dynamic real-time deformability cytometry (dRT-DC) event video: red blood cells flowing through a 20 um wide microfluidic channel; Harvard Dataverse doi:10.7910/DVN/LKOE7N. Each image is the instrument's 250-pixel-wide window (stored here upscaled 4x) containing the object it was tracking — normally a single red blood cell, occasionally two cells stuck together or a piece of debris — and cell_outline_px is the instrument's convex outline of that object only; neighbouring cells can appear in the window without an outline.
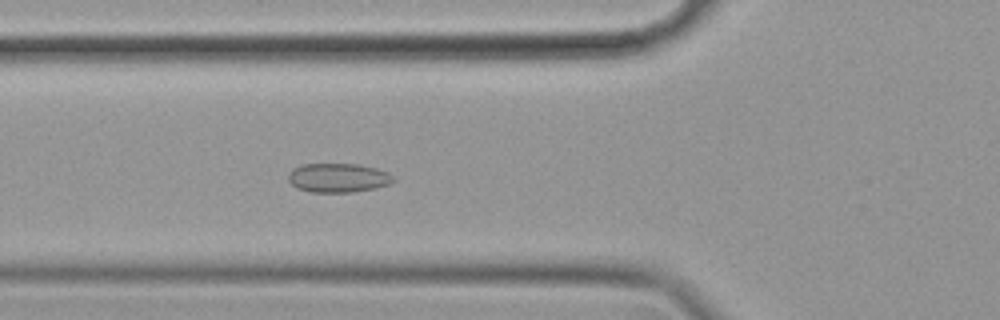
{"species": "common noctule bat (a hibernating species)", "species_latin": "Nyctalus noctula", "temperature_condition": "cold", "stored_images_in_passage": 41, "camera_frame_rate_fps": 3000, "um_per_image_px": 0.085, "animal": {"sex": "female", "body_mass_g": 19.9}, "frame": {"image": 1, "passage_image": 4, "time_ms": 1.0, "image_size_px": [1000, 320], "cell_outline_px": [[396, 180], [388, 184], [376, 188], [352, 192], [312, 192], [296, 188], [288, 180], [288, 172], [292, 168], [300, 164], [360, 164], [376, 168], [388, 172]], "centroid_in_image_um": [28.72, 15.11], "position_along_channel_um": 97.1, "area_um2": 17.98}}
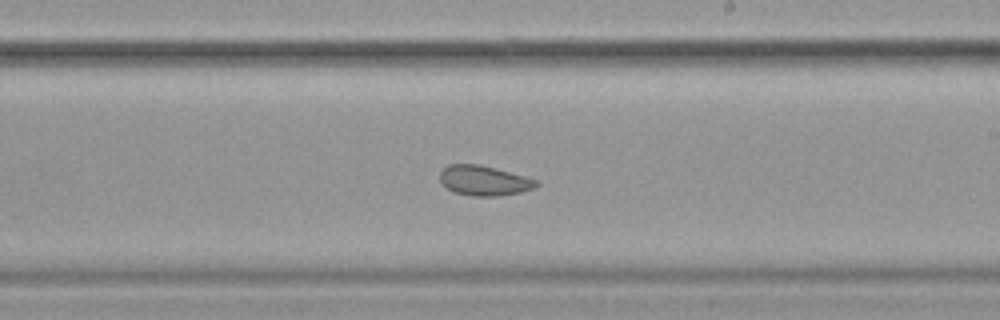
{"frame": {"image": 2, "passage_image": 17, "time_ms": 5.333, "image_size_px": [1000, 320], "cell_outline_px": [[540, 184], [536, 188], [520, 192], [496, 196], [472, 196], [452, 192], [440, 180], [440, 172], [448, 164], [476, 164], [496, 168], [524, 176], [536, 180]], "centroid_in_image_um": [41.15, 15.35], "position_along_channel_um": 247.9, "area_um2": 16.76}}
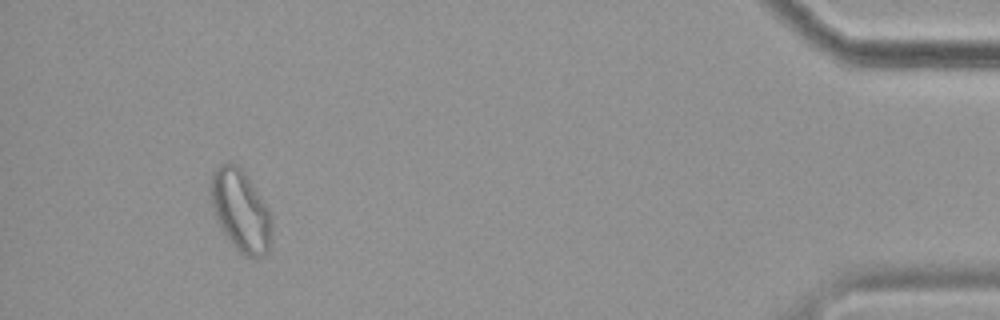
{"frame": {"image": 3, "passage_image": 37, "time_ms": 12.0, "image_size_px": [1000, 320], "cell_outline_px": [[272, 244], [268, 252], [264, 256], [256, 260], [244, 256], [228, 240], [216, 216], [212, 204], [212, 172], [220, 164], [236, 164], [240, 168], [268, 208], [272, 216]], "centroid_in_image_um": [20.52, 18.01], "position_along_channel_um": 414.7, "area_um2": 28.67}, "authors_computed_cell_mechanics": {"area_um2": 17.9758, "velocity_mm_per_s": 3.4824, "shape_relaxation_time_tau1_ms": null, "shape_relaxation_time_tau2_ms": 2.6517, "deformation_change_tau1": null, "deformation_change_tau2": 0.078}}